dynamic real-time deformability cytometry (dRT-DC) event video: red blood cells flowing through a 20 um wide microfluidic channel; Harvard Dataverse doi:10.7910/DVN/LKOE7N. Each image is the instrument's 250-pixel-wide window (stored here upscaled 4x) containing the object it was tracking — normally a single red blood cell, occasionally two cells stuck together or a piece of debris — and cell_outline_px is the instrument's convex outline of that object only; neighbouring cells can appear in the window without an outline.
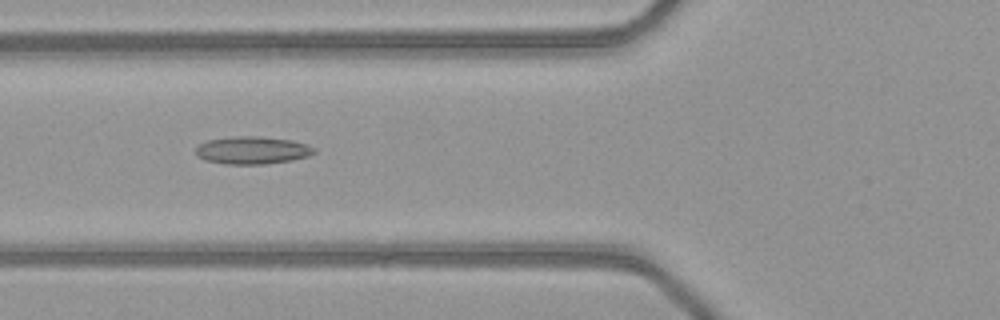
{"species": "common noctule bat (a hibernating species)", "species_latin": "Nyctalus noctula", "temperature_condition": "warm", "stored_images_in_passage": 38, "camera_frame_rate_fps": 3000, "um_per_image_px": 0.085, "animal": {"sex": "female", "body_mass_g": 21.9}, "frame": {"image": 1, "passage_image": 7, "time_ms": 2.0, "image_size_px": [1000, 320], "cell_outline_px": [[316, 152], [308, 156], [292, 160], [264, 164], [224, 164], [208, 160], [200, 156], [196, 152], [196, 148], [200, 144], [208, 140], [232, 136], [260, 136], [292, 140], [308, 144], [316, 148]], "centroid_in_image_um": [21.51, 12.76], "position_along_channel_um": 104.3, "area_um2": 19.02}}
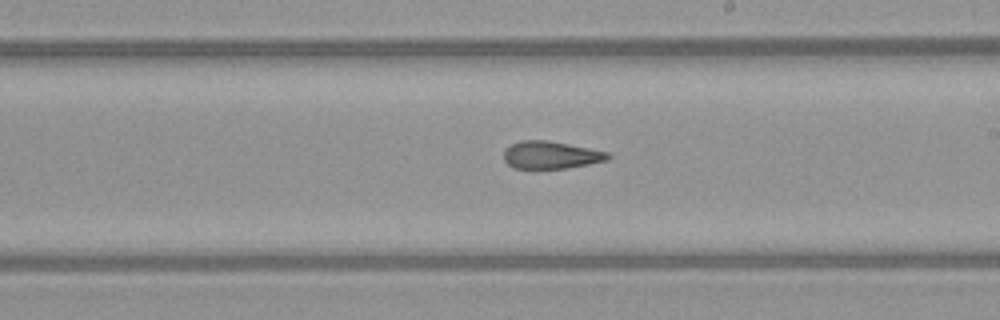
{"frame": {"image": 2, "passage_image": 17, "time_ms": 5.333, "image_size_px": [1000, 320], "cell_outline_px": [[612, 156], [608, 160], [568, 168], [516, 168], [508, 164], [504, 160], [504, 152], [512, 144], [520, 140], [548, 140], [608, 152]], "centroid_in_image_um": [46.85, 13.17], "position_along_channel_um": 242.2, "area_um2": 16.53}}
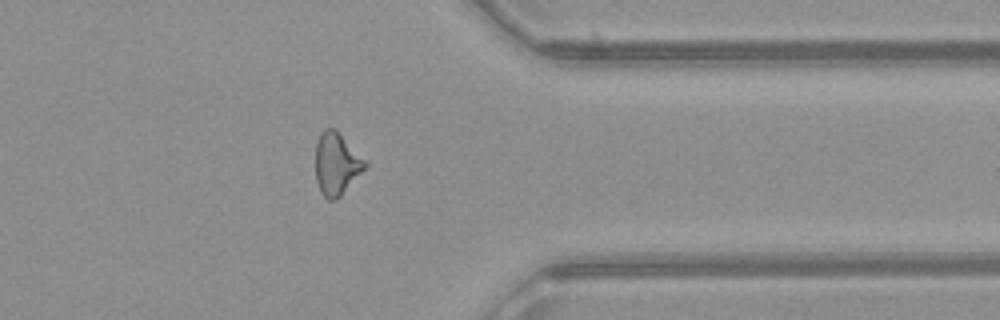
{"frame": {"image": 3, "passage_image": 28, "time_ms": 9.0, "image_size_px": [1000, 320], "cell_outline_px": [[368, 164], [340, 196], [336, 200], [328, 200], [320, 192], [316, 180], [316, 144], [320, 132], [324, 128], [336, 128]], "centroid_in_image_um": [28.57, 13.91], "position_along_channel_um": 382.8, "area_um2": 17.8}, "authors_computed_cell_mechanics": {"area_um2": 17.4267, "velocity_mm_per_s": 4.119, "shape_relaxation_time_tau1_ms": null, "shape_relaxation_time_tau2_ms": 4.0762, "deformation_change_tau1": null, "deformation_change_tau2": 0.1537}}